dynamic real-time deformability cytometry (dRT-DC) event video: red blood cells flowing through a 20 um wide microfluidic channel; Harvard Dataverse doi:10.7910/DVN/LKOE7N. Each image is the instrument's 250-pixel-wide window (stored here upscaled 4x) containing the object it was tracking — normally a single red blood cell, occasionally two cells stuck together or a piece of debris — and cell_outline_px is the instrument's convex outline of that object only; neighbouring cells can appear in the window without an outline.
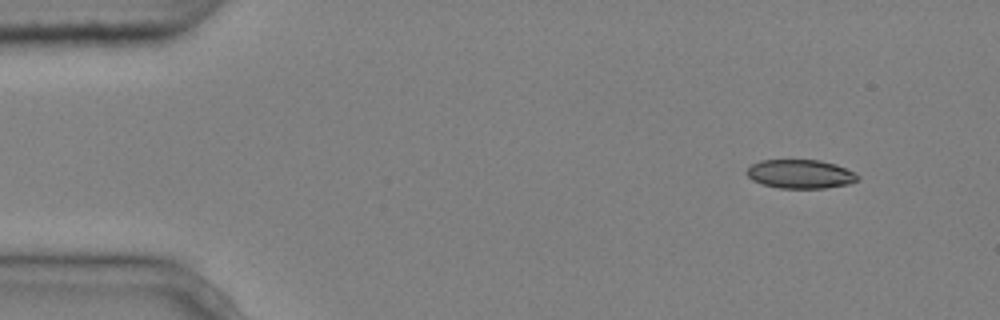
{"species": "common noctule bat (a hibernating species)", "species_latin": "Nyctalus noctula", "temperature_condition": "cold", "stored_images_in_passage": 9, "camera_frame_rate_fps": 3000, "um_per_image_px": 0.085, "animal": {"sex": "male", "body_mass_g": 20.4}, "frame": {"image": 1, "passage_image": 1, "time_ms": 0.0, "image_size_px": [1000, 320], "cell_outline_px": [[860, 176], [856, 180], [848, 184], [824, 188], [780, 188], [764, 184], [752, 180], [744, 172], [752, 164], [760, 160], [820, 160], [836, 164], [856, 172]], "centroid_in_image_um": [68.03, 14.78], "position_along_channel_um": 17.0, "area_um2": 18.67}}
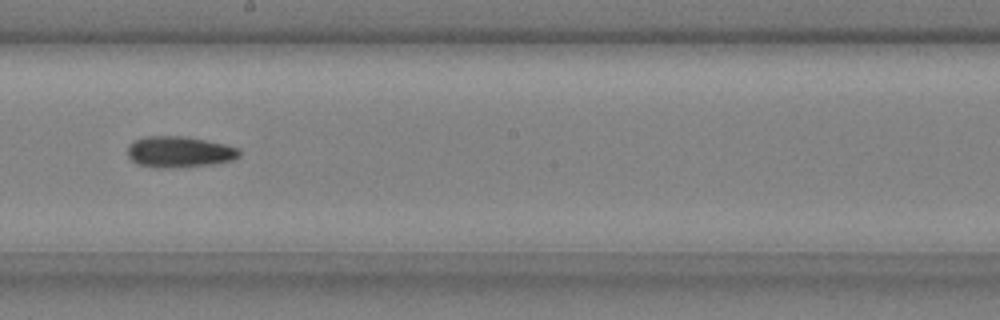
{"frame": {"image": 2, "passage_image": 8, "time_ms": 2.333, "image_size_px": [1000, 320], "cell_outline_px": [[240, 156], [232, 160], [212, 164], [176, 168], [152, 168], [136, 164], [128, 156], [128, 148], [132, 140], [144, 136], [184, 136], [224, 144], [240, 148]], "centroid_in_image_um": [15.21, 12.92], "position_along_channel_um": 233.0, "area_um2": 20.52}}
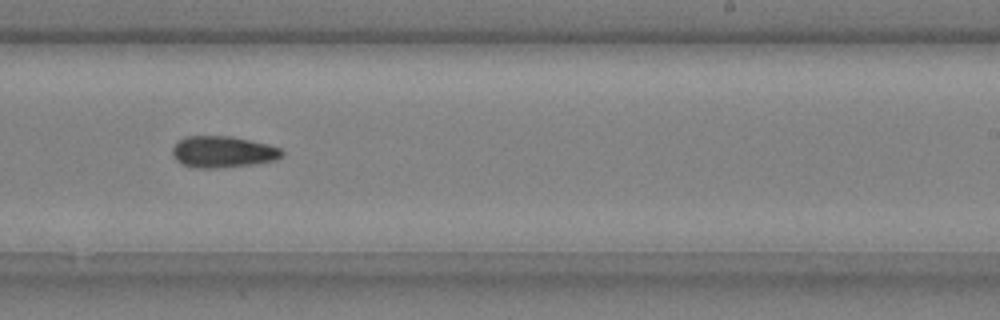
{"frame": {"image": 3, "passage_image": 9, "time_ms": 2.667, "image_size_px": [1000, 320], "cell_outline_px": [[284, 152], [276, 160], [252, 164], [216, 168], [192, 168], [180, 164], [176, 160], [172, 152], [172, 148], [184, 136], [232, 136], [268, 144], [280, 148]], "centroid_in_image_um": [18.91, 12.91], "position_along_channel_um": 270.1, "area_um2": 20.11}}